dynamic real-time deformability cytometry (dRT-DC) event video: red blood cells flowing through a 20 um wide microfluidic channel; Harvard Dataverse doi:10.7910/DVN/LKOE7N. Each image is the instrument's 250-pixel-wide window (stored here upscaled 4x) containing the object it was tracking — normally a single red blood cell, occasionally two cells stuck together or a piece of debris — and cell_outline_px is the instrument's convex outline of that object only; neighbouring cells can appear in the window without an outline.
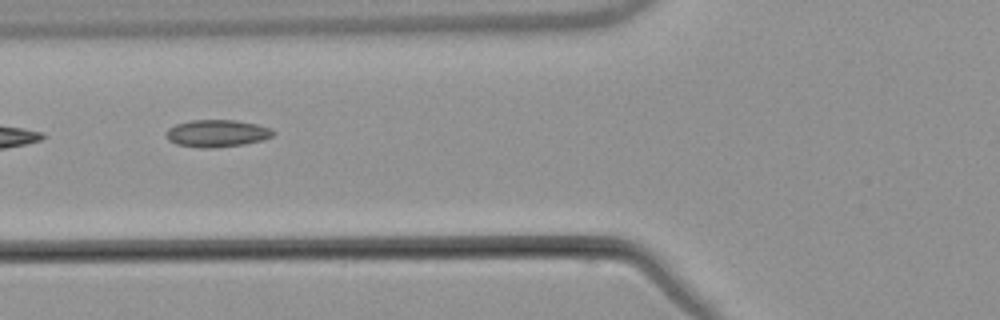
{"species": "common noctule bat (a hibernating species)", "species_latin": "Nyctalus noctula", "temperature_condition": "warm", "stored_images_in_passage": 7, "segment_of_instrument_passage": [2, 2], "camera_frame_rate_fps": 3000, "um_per_image_px": 0.085, "animal": {"sex": "male", "body_mass_g": 21.5, "forearm_length_mm": 52.0}, "frame": {"image": 1, "passage_image": 5, "time_ms": 5.667, "image_size_px": [1000, 320], "cell_outline_px": [[276, 132], [272, 136], [264, 140], [244, 144], [212, 148], [200, 148], [176, 144], [168, 140], [164, 132], [168, 128], [176, 124], [192, 120], [236, 120], [256, 124], [272, 128]], "centroid_in_image_um": [18.44, 11.34], "position_along_channel_um": 107.4, "area_um2": 17.17}}
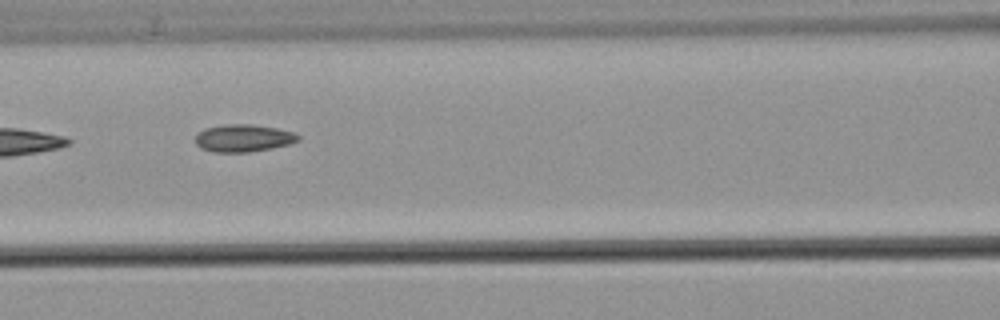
{"frame": {"image": 2, "passage_image": 6, "time_ms": 6.667, "image_size_px": [1000, 320], "cell_outline_px": [[300, 140], [288, 144], [272, 148], [248, 152], [212, 152], [200, 148], [196, 144], [196, 136], [204, 128], [224, 124], [252, 124], [276, 128], [296, 132], [300, 136]], "centroid_in_image_um": [20.7, 11.73], "position_along_channel_um": 145.9, "area_um2": 16.53}}